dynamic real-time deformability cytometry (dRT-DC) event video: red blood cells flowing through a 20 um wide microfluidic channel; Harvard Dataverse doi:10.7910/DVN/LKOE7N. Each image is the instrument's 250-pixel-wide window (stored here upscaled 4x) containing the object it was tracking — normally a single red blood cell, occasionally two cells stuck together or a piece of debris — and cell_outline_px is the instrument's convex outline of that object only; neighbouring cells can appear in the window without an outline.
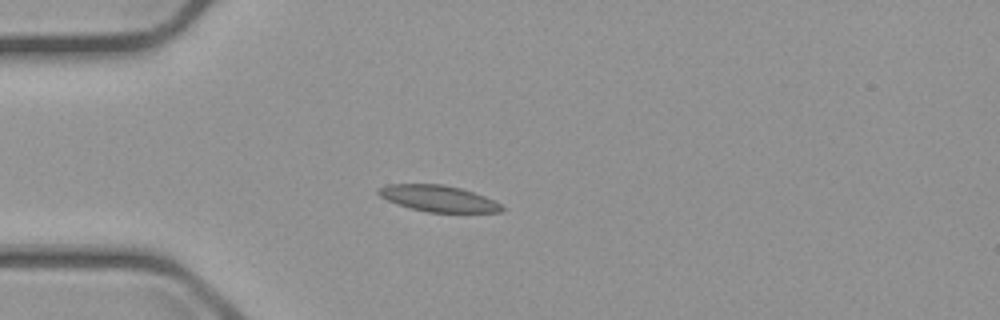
{"species": "common noctule bat (a hibernating species)", "species_latin": "Nyctalus noctula", "temperature_condition": "cold", "stored_images_in_passage": 3, "camera_frame_rate_fps": 3000, "um_per_image_px": 0.085, "animal": {"sex": "male", "body_mass_g": 23.1, "forearm_length_mm": 52.7}, "frame": {"image": 1, "passage_image": 3, "time_ms": 2.333, "image_size_px": [1000, 320], "cell_outline_px": [[504, 212], [428, 212], [396, 204], [380, 196], [376, 192], [376, 188], [388, 184], [440, 184], [460, 188], [484, 196], [500, 204], [504, 208]], "centroid_in_image_um": [37.21, 16.87], "position_along_channel_um": 47.8, "area_um2": 18.73}}